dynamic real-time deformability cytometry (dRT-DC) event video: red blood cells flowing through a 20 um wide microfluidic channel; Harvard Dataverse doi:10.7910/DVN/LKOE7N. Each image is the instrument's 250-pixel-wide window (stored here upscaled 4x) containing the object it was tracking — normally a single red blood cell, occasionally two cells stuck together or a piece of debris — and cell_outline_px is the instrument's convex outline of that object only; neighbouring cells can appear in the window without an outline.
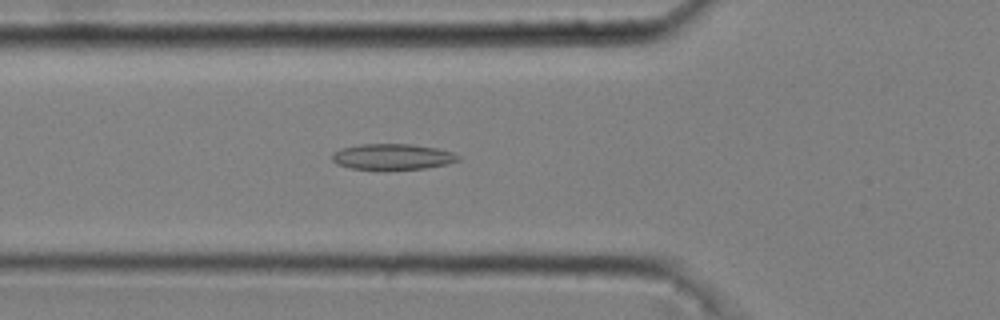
{"species": "common noctule bat (a hibernating species)", "species_latin": "Nyctalus noctula", "temperature_condition": "cold", "stored_images_in_passage": 33, "camera_frame_rate_fps": 3000, "um_per_image_px": 0.085, "animal": {"sex": "male", "body_mass_g": 20.4}, "frame": {"image": 1, "passage_image": 5, "time_ms": 1.333, "image_size_px": [1000, 320], "cell_outline_px": [[460, 160], [448, 164], [424, 168], [352, 168], [336, 164], [332, 160], [332, 152], [340, 148], [360, 144], [412, 144], [436, 148], [452, 152], [460, 156]], "centroid_in_image_um": [33.36, 13.3], "position_along_channel_um": 92.4, "area_um2": 18.67}}
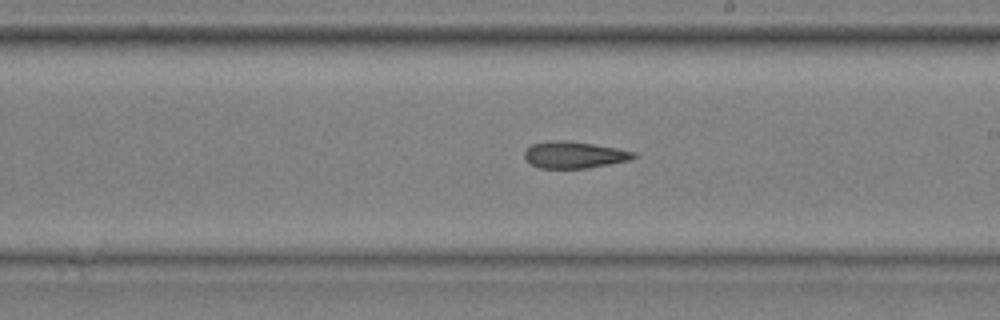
{"frame": {"image": 2, "passage_image": 17, "time_ms": 5.333, "image_size_px": [1000, 320], "cell_outline_px": [[636, 156], [632, 160], [588, 168], [540, 168], [532, 164], [524, 156], [524, 152], [532, 144], [552, 140], [564, 140], [592, 144], [616, 148], [636, 152]], "centroid_in_image_um": [48.84, 13.16], "position_along_channel_um": 240.2, "area_um2": 16.88}}
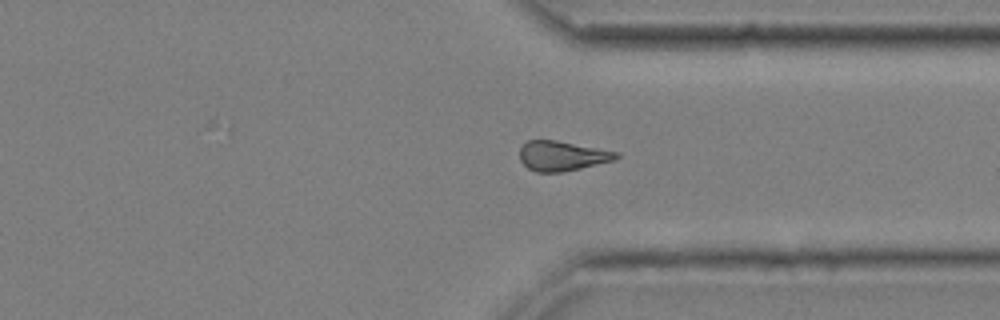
{"frame": {"image": 3, "passage_image": 27, "time_ms": 8.667, "image_size_px": [1000, 320], "cell_outline_px": [[620, 156], [616, 160], [564, 172], [536, 172], [528, 168], [520, 160], [520, 148], [528, 140], [556, 140], [620, 152]], "centroid_in_image_um": [47.81, 13.25], "position_along_channel_um": 363.6, "area_um2": 16.88}, "authors_computed_cell_mechanics": {"area_um2": 16.9354, "velocity_mm_per_s": 3.6877, "shape_relaxation_time_tau1_ms": null, "shape_relaxation_time_tau2_ms": 6.4178, "deformation_change_tau1": null, "deformation_change_tau2": 0.1615}}